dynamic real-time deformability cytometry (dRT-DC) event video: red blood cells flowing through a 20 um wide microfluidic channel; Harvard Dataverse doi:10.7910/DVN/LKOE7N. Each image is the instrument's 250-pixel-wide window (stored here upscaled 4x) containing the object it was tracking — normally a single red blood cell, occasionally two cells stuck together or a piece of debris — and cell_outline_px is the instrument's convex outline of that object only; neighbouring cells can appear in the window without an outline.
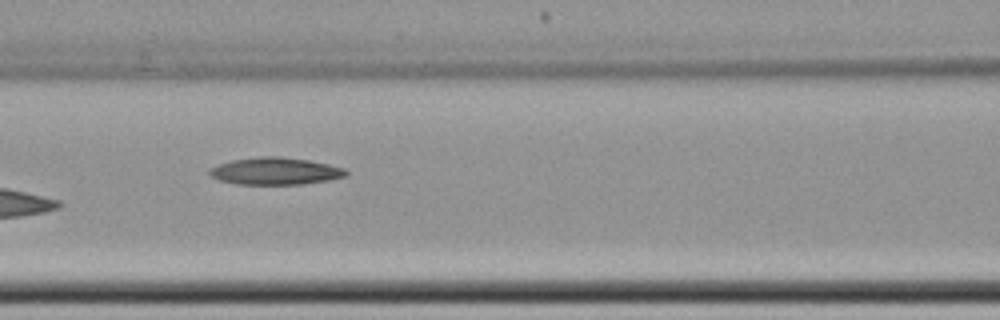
{"species": "common noctule bat (a hibernating species)", "species_latin": "Nyctalus noctula", "temperature_condition": "cold", "stored_images_in_passage": 8, "camera_frame_rate_fps": 3000, "um_per_image_px": 0.085, "animal": {"sex": "female", "body_mass_g": 22.7, "forearm_length_mm": 54.2}, "frame": {"image": 1, "passage_image": 7, "time_ms": 7.667, "image_size_px": [1000, 320], "cell_outline_px": [[348, 176], [328, 180], [304, 184], [236, 184], [220, 180], [212, 176], [208, 172], [208, 168], [216, 164], [232, 160], [260, 156], [280, 156], [308, 160], [328, 164], [344, 168], [348, 172]], "centroid_in_image_um": [23.39, 14.54], "position_along_channel_um": 143.2, "area_um2": 21.73}}
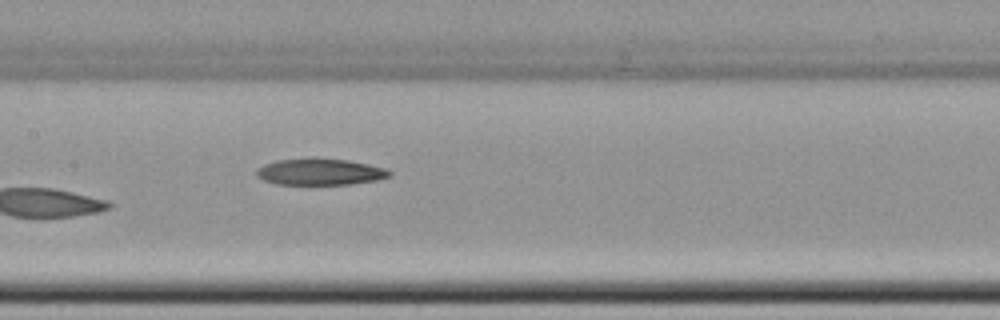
{"frame": {"image": 2, "passage_image": 8, "time_ms": 8.667, "image_size_px": [1000, 320], "cell_outline_px": [[392, 176], [376, 180], [352, 184], [276, 184], [264, 180], [256, 176], [256, 172], [264, 164], [276, 160], [348, 160], [368, 164], [384, 168], [392, 172]], "centroid_in_image_um": [27.24, 14.64], "position_along_channel_um": 180.2, "area_um2": 19.83}}